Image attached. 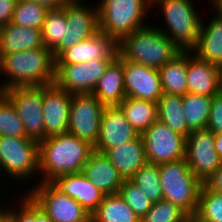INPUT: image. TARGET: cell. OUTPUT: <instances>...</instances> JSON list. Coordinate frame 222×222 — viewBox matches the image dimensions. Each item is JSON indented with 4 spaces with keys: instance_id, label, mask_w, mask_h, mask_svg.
I'll return each mask as SVG.
<instances>
[{
    "instance_id": "1",
    "label": "cell",
    "mask_w": 222,
    "mask_h": 222,
    "mask_svg": "<svg viewBox=\"0 0 222 222\" xmlns=\"http://www.w3.org/2000/svg\"><path fill=\"white\" fill-rule=\"evenodd\" d=\"M94 147L69 133L39 142V175L33 183H52L68 173L82 172Z\"/></svg>"
},
{
    "instance_id": "2",
    "label": "cell",
    "mask_w": 222,
    "mask_h": 222,
    "mask_svg": "<svg viewBox=\"0 0 222 222\" xmlns=\"http://www.w3.org/2000/svg\"><path fill=\"white\" fill-rule=\"evenodd\" d=\"M0 92L15 86L54 84L55 59L46 47L0 55ZM7 78V79H6Z\"/></svg>"
},
{
    "instance_id": "3",
    "label": "cell",
    "mask_w": 222,
    "mask_h": 222,
    "mask_svg": "<svg viewBox=\"0 0 222 222\" xmlns=\"http://www.w3.org/2000/svg\"><path fill=\"white\" fill-rule=\"evenodd\" d=\"M149 24L125 36L118 43V54L125 60L160 69L181 51L156 26Z\"/></svg>"
},
{
    "instance_id": "4",
    "label": "cell",
    "mask_w": 222,
    "mask_h": 222,
    "mask_svg": "<svg viewBox=\"0 0 222 222\" xmlns=\"http://www.w3.org/2000/svg\"><path fill=\"white\" fill-rule=\"evenodd\" d=\"M158 5V9L153 10ZM156 16H162L164 27L159 28L181 52H191L197 44L201 15L193 0H156L151 4ZM159 11V12H158ZM167 28V29H166ZM166 29V30H164Z\"/></svg>"
},
{
    "instance_id": "5",
    "label": "cell",
    "mask_w": 222,
    "mask_h": 222,
    "mask_svg": "<svg viewBox=\"0 0 222 222\" xmlns=\"http://www.w3.org/2000/svg\"><path fill=\"white\" fill-rule=\"evenodd\" d=\"M97 7L98 29L117 43L150 24L146 20L151 11V4L147 0H100Z\"/></svg>"
},
{
    "instance_id": "6",
    "label": "cell",
    "mask_w": 222,
    "mask_h": 222,
    "mask_svg": "<svg viewBox=\"0 0 222 222\" xmlns=\"http://www.w3.org/2000/svg\"><path fill=\"white\" fill-rule=\"evenodd\" d=\"M163 199L183 209L191 218L197 212L203 182L191 171L186 159L159 164Z\"/></svg>"
},
{
    "instance_id": "7",
    "label": "cell",
    "mask_w": 222,
    "mask_h": 222,
    "mask_svg": "<svg viewBox=\"0 0 222 222\" xmlns=\"http://www.w3.org/2000/svg\"><path fill=\"white\" fill-rule=\"evenodd\" d=\"M39 142L31 138L0 136V166L4 177L27 183L39 178ZM8 174V175H7ZM7 175V176H6ZM22 181V182H21Z\"/></svg>"
},
{
    "instance_id": "8",
    "label": "cell",
    "mask_w": 222,
    "mask_h": 222,
    "mask_svg": "<svg viewBox=\"0 0 222 222\" xmlns=\"http://www.w3.org/2000/svg\"><path fill=\"white\" fill-rule=\"evenodd\" d=\"M32 185L33 188L26 193L53 222H91V215L52 183Z\"/></svg>"
},
{
    "instance_id": "9",
    "label": "cell",
    "mask_w": 222,
    "mask_h": 222,
    "mask_svg": "<svg viewBox=\"0 0 222 222\" xmlns=\"http://www.w3.org/2000/svg\"><path fill=\"white\" fill-rule=\"evenodd\" d=\"M141 137L148 163L159 165L185 158L187 138L174 132L160 120H156Z\"/></svg>"
},
{
    "instance_id": "10",
    "label": "cell",
    "mask_w": 222,
    "mask_h": 222,
    "mask_svg": "<svg viewBox=\"0 0 222 222\" xmlns=\"http://www.w3.org/2000/svg\"><path fill=\"white\" fill-rule=\"evenodd\" d=\"M105 106L92 93L72 94L67 133L95 147Z\"/></svg>"
},
{
    "instance_id": "11",
    "label": "cell",
    "mask_w": 222,
    "mask_h": 222,
    "mask_svg": "<svg viewBox=\"0 0 222 222\" xmlns=\"http://www.w3.org/2000/svg\"><path fill=\"white\" fill-rule=\"evenodd\" d=\"M13 103L26 136L44 140L43 86H15L2 91Z\"/></svg>"
},
{
    "instance_id": "12",
    "label": "cell",
    "mask_w": 222,
    "mask_h": 222,
    "mask_svg": "<svg viewBox=\"0 0 222 222\" xmlns=\"http://www.w3.org/2000/svg\"><path fill=\"white\" fill-rule=\"evenodd\" d=\"M114 59H94L84 63L55 64L54 84L71 94L92 93Z\"/></svg>"
},
{
    "instance_id": "13",
    "label": "cell",
    "mask_w": 222,
    "mask_h": 222,
    "mask_svg": "<svg viewBox=\"0 0 222 222\" xmlns=\"http://www.w3.org/2000/svg\"><path fill=\"white\" fill-rule=\"evenodd\" d=\"M83 0H70L65 5L67 32L65 42H60L53 50L56 59L64 50L91 37L98 31V7L88 6ZM83 3V4H82Z\"/></svg>"
},
{
    "instance_id": "14",
    "label": "cell",
    "mask_w": 222,
    "mask_h": 222,
    "mask_svg": "<svg viewBox=\"0 0 222 222\" xmlns=\"http://www.w3.org/2000/svg\"><path fill=\"white\" fill-rule=\"evenodd\" d=\"M185 159L192 173L205 183L222 163L215 150L214 133L208 129L192 131L187 136Z\"/></svg>"
},
{
    "instance_id": "15",
    "label": "cell",
    "mask_w": 222,
    "mask_h": 222,
    "mask_svg": "<svg viewBox=\"0 0 222 222\" xmlns=\"http://www.w3.org/2000/svg\"><path fill=\"white\" fill-rule=\"evenodd\" d=\"M123 68L126 96L157 103L163 94L159 70L124 59Z\"/></svg>"
},
{
    "instance_id": "16",
    "label": "cell",
    "mask_w": 222,
    "mask_h": 222,
    "mask_svg": "<svg viewBox=\"0 0 222 222\" xmlns=\"http://www.w3.org/2000/svg\"><path fill=\"white\" fill-rule=\"evenodd\" d=\"M72 94L55 84L43 86L44 139L68 131Z\"/></svg>"
},
{
    "instance_id": "17",
    "label": "cell",
    "mask_w": 222,
    "mask_h": 222,
    "mask_svg": "<svg viewBox=\"0 0 222 222\" xmlns=\"http://www.w3.org/2000/svg\"><path fill=\"white\" fill-rule=\"evenodd\" d=\"M118 56V43L107 33L96 31L91 37L64 50L55 64L84 63L94 59H115Z\"/></svg>"
},
{
    "instance_id": "18",
    "label": "cell",
    "mask_w": 222,
    "mask_h": 222,
    "mask_svg": "<svg viewBox=\"0 0 222 222\" xmlns=\"http://www.w3.org/2000/svg\"><path fill=\"white\" fill-rule=\"evenodd\" d=\"M138 135L118 106L105 107L101 117L99 139L94 150L103 153L135 139Z\"/></svg>"
},
{
    "instance_id": "19",
    "label": "cell",
    "mask_w": 222,
    "mask_h": 222,
    "mask_svg": "<svg viewBox=\"0 0 222 222\" xmlns=\"http://www.w3.org/2000/svg\"><path fill=\"white\" fill-rule=\"evenodd\" d=\"M221 91V68L187 52V92L213 97Z\"/></svg>"
},
{
    "instance_id": "20",
    "label": "cell",
    "mask_w": 222,
    "mask_h": 222,
    "mask_svg": "<svg viewBox=\"0 0 222 222\" xmlns=\"http://www.w3.org/2000/svg\"><path fill=\"white\" fill-rule=\"evenodd\" d=\"M52 184L79 203L89 215L97 210L106 196L87 179L83 172L68 173L57 178Z\"/></svg>"
},
{
    "instance_id": "21",
    "label": "cell",
    "mask_w": 222,
    "mask_h": 222,
    "mask_svg": "<svg viewBox=\"0 0 222 222\" xmlns=\"http://www.w3.org/2000/svg\"><path fill=\"white\" fill-rule=\"evenodd\" d=\"M82 172L105 195L118 194L124 180L104 153L95 150L90 154Z\"/></svg>"
},
{
    "instance_id": "22",
    "label": "cell",
    "mask_w": 222,
    "mask_h": 222,
    "mask_svg": "<svg viewBox=\"0 0 222 222\" xmlns=\"http://www.w3.org/2000/svg\"><path fill=\"white\" fill-rule=\"evenodd\" d=\"M103 153L124 180H130L147 163L144 142L140 134L135 139Z\"/></svg>"
},
{
    "instance_id": "23",
    "label": "cell",
    "mask_w": 222,
    "mask_h": 222,
    "mask_svg": "<svg viewBox=\"0 0 222 222\" xmlns=\"http://www.w3.org/2000/svg\"><path fill=\"white\" fill-rule=\"evenodd\" d=\"M92 94L105 107L119 106L127 97L124 87L123 58L119 54L107 67Z\"/></svg>"
},
{
    "instance_id": "24",
    "label": "cell",
    "mask_w": 222,
    "mask_h": 222,
    "mask_svg": "<svg viewBox=\"0 0 222 222\" xmlns=\"http://www.w3.org/2000/svg\"><path fill=\"white\" fill-rule=\"evenodd\" d=\"M203 23L201 20L196 47L191 51L198 58L219 67L222 66V18L217 14Z\"/></svg>"
},
{
    "instance_id": "25",
    "label": "cell",
    "mask_w": 222,
    "mask_h": 222,
    "mask_svg": "<svg viewBox=\"0 0 222 222\" xmlns=\"http://www.w3.org/2000/svg\"><path fill=\"white\" fill-rule=\"evenodd\" d=\"M44 47L41 29L8 23L0 28V55Z\"/></svg>"
},
{
    "instance_id": "26",
    "label": "cell",
    "mask_w": 222,
    "mask_h": 222,
    "mask_svg": "<svg viewBox=\"0 0 222 222\" xmlns=\"http://www.w3.org/2000/svg\"><path fill=\"white\" fill-rule=\"evenodd\" d=\"M118 107L122 110L128 123L140 135L158 120L156 102L126 97Z\"/></svg>"
},
{
    "instance_id": "27",
    "label": "cell",
    "mask_w": 222,
    "mask_h": 222,
    "mask_svg": "<svg viewBox=\"0 0 222 222\" xmlns=\"http://www.w3.org/2000/svg\"><path fill=\"white\" fill-rule=\"evenodd\" d=\"M163 93L184 96L187 93V52L179 53L159 69Z\"/></svg>"
},
{
    "instance_id": "28",
    "label": "cell",
    "mask_w": 222,
    "mask_h": 222,
    "mask_svg": "<svg viewBox=\"0 0 222 222\" xmlns=\"http://www.w3.org/2000/svg\"><path fill=\"white\" fill-rule=\"evenodd\" d=\"M158 120L165 123L174 132L187 136L192 132L186 123L183 114V101L181 95L163 93L158 99Z\"/></svg>"
},
{
    "instance_id": "29",
    "label": "cell",
    "mask_w": 222,
    "mask_h": 222,
    "mask_svg": "<svg viewBox=\"0 0 222 222\" xmlns=\"http://www.w3.org/2000/svg\"><path fill=\"white\" fill-rule=\"evenodd\" d=\"M91 222H140V218L118 195H106L97 210L91 215Z\"/></svg>"
},
{
    "instance_id": "30",
    "label": "cell",
    "mask_w": 222,
    "mask_h": 222,
    "mask_svg": "<svg viewBox=\"0 0 222 222\" xmlns=\"http://www.w3.org/2000/svg\"><path fill=\"white\" fill-rule=\"evenodd\" d=\"M212 98L205 95L186 93L182 96L183 114L191 131L206 129Z\"/></svg>"
},
{
    "instance_id": "31",
    "label": "cell",
    "mask_w": 222,
    "mask_h": 222,
    "mask_svg": "<svg viewBox=\"0 0 222 222\" xmlns=\"http://www.w3.org/2000/svg\"><path fill=\"white\" fill-rule=\"evenodd\" d=\"M67 29L65 6L48 10L41 29L44 47L52 51L60 42H65Z\"/></svg>"
},
{
    "instance_id": "32",
    "label": "cell",
    "mask_w": 222,
    "mask_h": 222,
    "mask_svg": "<svg viewBox=\"0 0 222 222\" xmlns=\"http://www.w3.org/2000/svg\"><path fill=\"white\" fill-rule=\"evenodd\" d=\"M19 194V198L17 196L16 201H13L14 206L6 205V214L12 222H53L26 191L19 192ZM15 202L19 204L15 205Z\"/></svg>"
},
{
    "instance_id": "33",
    "label": "cell",
    "mask_w": 222,
    "mask_h": 222,
    "mask_svg": "<svg viewBox=\"0 0 222 222\" xmlns=\"http://www.w3.org/2000/svg\"><path fill=\"white\" fill-rule=\"evenodd\" d=\"M194 222H222V193L211 190L205 183L199 194Z\"/></svg>"
},
{
    "instance_id": "34",
    "label": "cell",
    "mask_w": 222,
    "mask_h": 222,
    "mask_svg": "<svg viewBox=\"0 0 222 222\" xmlns=\"http://www.w3.org/2000/svg\"><path fill=\"white\" fill-rule=\"evenodd\" d=\"M152 203L163 199L158 164L145 163L130 179Z\"/></svg>"
},
{
    "instance_id": "35",
    "label": "cell",
    "mask_w": 222,
    "mask_h": 222,
    "mask_svg": "<svg viewBox=\"0 0 222 222\" xmlns=\"http://www.w3.org/2000/svg\"><path fill=\"white\" fill-rule=\"evenodd\" d=\"M48 9L27 0H18L10 23L18 26L42 29Z\"/></svg>"
},
{
    "instance_id": "36",
    "label": "cell",
    "mask_w": 222,
    "mask_h": 222,
    "mask_svg": "<svg viewBox=\"0 0 222 222\" xmlns=\"http://www.w3.org/2000/svg\"><path fill=\"white\" fill-rule=\"evenodd\" d=\"M0 136L29 138L13 103L3 92H0Z\"/></svg>"
},
{
    "instance_id": "37",
    "label": "cell",
    "mask_w": 222,
    "mask_h": 222,
    "mask_svg": "<svg viewBox=\"0 0 222 222\" xmlns=\"http://www.w3.org/2000/svg\"><path fill=\"white\" fill-rule=\"evenodd\" d=\"M140 222H193V218L177 205L162 199L152 203L151 209Z\"/></svg>"
},
{
    "instance_id": "38",
    "label": "cell",
    "mask_w": 222,
    "mask_h": 222,
    "mask_svg": "<svg viewBox=\"0 0 222 222\" xmlns=\"http://www.w3.org/2000/svg\"><path fill=\"white\" fill-rule=\"evenodd\" d=\"M118 195L129 205L140 220L151 209L152 202L131 180H123Z\"/></svg>"
},
{
    "instance_id": "39",
    "label": "cell",
    "mask_w": 222,
    "mask_h": 222,
    "mask_svg": "<svg viewBox=\"0 0 222 222\" xmlns=\"http://www.w3.org/2000/svg\"><path fill=\"white\" fill-rule=\"evenodd\" d=\"M206 129L213 133L222 132V91L212 98L211 110Z\"/></svg>"
},
{
    "instance_id": "40",
    "label": "cell",
    "mask_w": 222,
    "mask_h": 222,
    "mask_svg": "<svg viewBox=\"0 0 222 222\" xmlns=\"http://www.w3.org/2000/svg\"><path fill=\"white\" fill-rule=\"evenodd\" d=\"M18 0H0V28L10 23Z\"/></svg>"
},
{
    "instance_id": "41",
    "label": "cell",
    "mask_w": 222,
    "mask_h": 222,
    "mask_svg": "<svg viewBox=\"0 0 222 222\" xmlns=\"http://www.w3.org/2000/svg\"><path fill=\"white\" fill-rule=\"evenodd\" d=\"M205 184L218 193H222V163L221 166L212 174Z\"/></svg>"
},
{
    "instance_id": "42",
    "label": "cell",
    "mask_w": 222,
    "mask_h": 222,
    "mask_svg": "<svg viewBox=\"0 0 222 222\" xmlns=\"http://www.w3.org/2000/svg\"><path fill=\"white\" fill-rule=\"evenodd\" d=\"M35 2L46 7L48 10L51 9H60L64 7L70 0H27Z\"/></svg>"
},
{
    "instance_id": "43",
    "label": "cell",
    "mask_w": 222,
    "mask_h": 222,
    "mask_svg": "<svg viewBox=\"0 0 222 222\" xmlns=\"http://www.w3.org/2000/svg\"><path fill=\"white\" fill-rule=\"evenodd\" d=\"M215 150L222 161V132L214 133Z\"/></svg>"
},
{
    "instance_id": "44",
    "label": "cell",
    "mask_w": 222,
    "mask_h": 222,
    "mask_svg": "<svg viewBox=\"0 0 222 222\" xmlns=\"http://www.w3.org/2000/svg\"><path fill=\"white\" fill-rule=\"evenodd\" d=\"M210 1V5L213 6L211 10L213 13L217 14L219 17L222 18V0H208V3Z\"/></svg>"
},
{
    "instance_id": "45",
    "label": "cell",
    "mask_w": 222,
    "mask_h": 222,
    "mask_svg": "<svg viewBox=\"0 0 222 222\" xmlns=\"http://www.w3.org/2000/svg\"><path fill=\"white\" fill-rule=\"evenodd\" d=\"M3 204V201L1 200V202H0V206ZM5 205H6V202H5V204H3L1 207H0V219L6 214V208L7 207H5ZM4 208V209H3Z\"/></svg>"
},
{
    "instance_id": "46",
    "label": "cell",
    "mask_w": 222,
    "mask_h": 222,
    "mask_svg": "<svg viewBox=\"0 0 222 222\" xmlns=\"http://www.w3.org/2000/svg\"><path fill=\"white\" fill-rule=\"evenodd\" d=\"M0 222H12V220L10 219V217L5 214L1 219Z\"/></svg>"
},
{
    "instance_id": "47",
    "label": "cell",
    "mask_w": 222,
    "mask_h": 222,
    "mask_svg": "<svg viewBox=\"0 0 222 222\" xmlns=\"http://www.w3.org/2000/svg\"><path fill=\"white\" fill-rule=\"evenodd\" d=\"M150 4H153L156 0H147Z\"/></svg>"
},
{
    "instance_id": "48",
    "label": "cell",
    "mask_w": 222,
    "mask_h": 222,
    "mask_svg": "<svg viewBox=\"0 0 222 222\" xmlns=\"http://www.w3.org/2000/svg\"><path fill=\"white\" fill-rule=\"evenodd\" d=\"M0 174H1L0 177H1V176L4 177L3 172H2V169H1V166H0Z\"/></svg>"
}]
</instances>
